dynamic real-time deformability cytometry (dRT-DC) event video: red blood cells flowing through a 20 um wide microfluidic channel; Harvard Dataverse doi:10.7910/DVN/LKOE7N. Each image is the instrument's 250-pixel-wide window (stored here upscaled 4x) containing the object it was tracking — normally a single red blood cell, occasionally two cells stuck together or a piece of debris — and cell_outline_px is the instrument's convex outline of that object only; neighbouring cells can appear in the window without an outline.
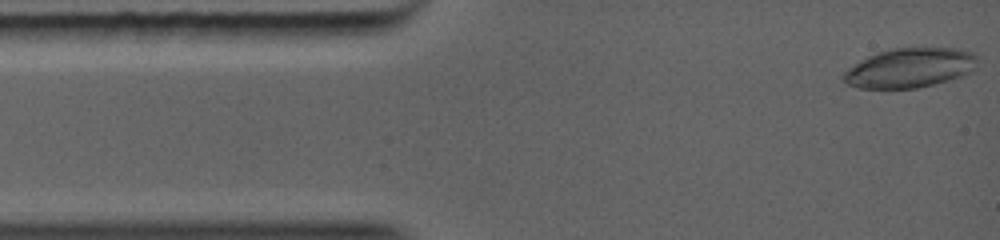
{"species": "common noctule bat (a hibernating species)", "species_latin": "Nyctalus noctula", "temperature_condition": "warm", "stored_images_in_passage": 6, "camera_frame_rate_fps": 5000, "um_per_image_px": 0.085, "animal": {"sex": "female", "body_mass_g": 19.0, "forearm_length_mm": 56.7}, "frame": {"image": 1, "passage_image": 1, "time_ms": 0.0, "image_size_px": [1000, 240], "cell_outline_px": [[976, 60], [972, 68], [968, 72], [960, 76], [948, 80], [916, 88], [860, 88], [848, 84], [840, 76], [844, 72], [860, 60], [868, 56], [892, 48], [956, 48], [972, 52], [976, 56]], "centroid_in_image_um": [77.29, 5.76], "position_along_channel_um": 7.7, "area_um2": 30.35}}
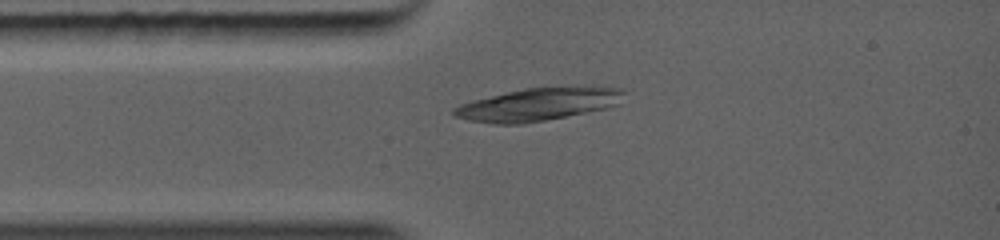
{"frame": {"image": 2, "passage_image": 6, "time_ms": 2.0, "image_size_px": [1000, 240], "cell_outline_px": [[624, 92], [616, 104], [604, 108], [524, 124], [496, 124], [468, 120], [456, 116], [452, 112], [452, 108], [460, 104], [508, 92], [528, 88], [612, 88]], "centroid_in_image_um": [45.6, 8.91], "position_along_channel_um": 39.4, "area_um2": 30.87}}